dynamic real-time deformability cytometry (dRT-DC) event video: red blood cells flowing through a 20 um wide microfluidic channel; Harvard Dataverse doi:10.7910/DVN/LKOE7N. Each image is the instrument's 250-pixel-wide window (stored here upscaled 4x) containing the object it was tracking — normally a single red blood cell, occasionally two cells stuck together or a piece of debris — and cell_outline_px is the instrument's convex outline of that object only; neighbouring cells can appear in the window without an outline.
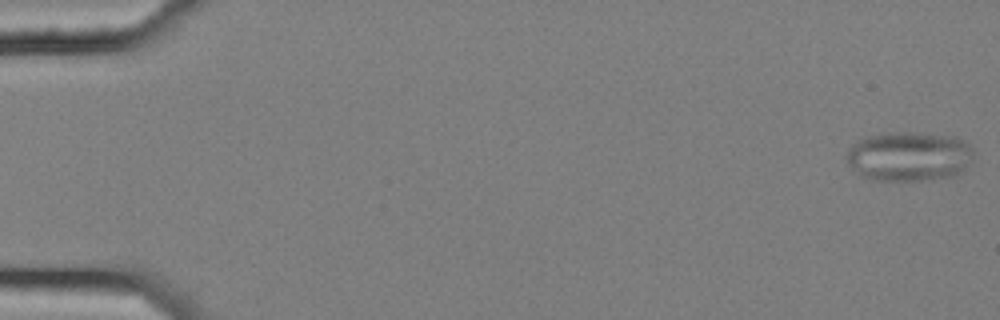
{"species": "common noctule bat (a hibernating species)", "species_latin": "Nyctalus noctula", "temperature_condition": "cold", "stored_images_in_passage": 9, "camera_frame_rate_fps": 3000, "um_per_image_px": 0.085, "animal": {"sex": "female", "body_mass_g": 25.1}, "frame": {"image": 1, "passage_image": 1, "time_ms": 0.0, "image_size_px": [1000, 320], "cell_outline_px": [[972, 152], [964, 172], [952, 176], [920, 180], [872, 180], [860, 176], [848, 164], [848, 148], [852, 144], [864, 136], [888, 132], [912, 132], [956, 136], [968, 144], [972, 148]], "centroid_in_image_um": [77.23, 13.28], "position_along_channel_um": 7.8, "area_um2": 36.76}}
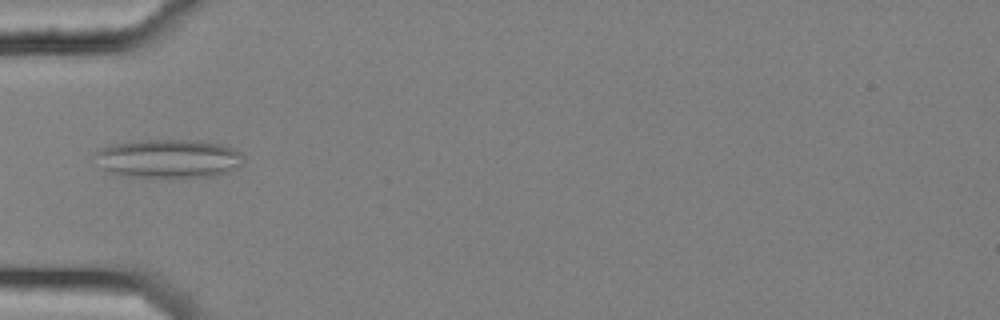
{"frame": {"image": 2, "passage_image": 6, "time_ms": 1.667, "image_size_px": [1000, 320], "cell_outline_px": [[244, 160], [236, 168], [228, 172], [216, 176], [128, 176], [112, 172], [104, 168], [92, 156], [100, 148], [112, 144], [140, 140], [200, 140], [224, 144], [240, 152]], "centroid_in_image_um": [14.35, 13.45], "position_along_channel_um": 70.7, "area_um2": 33.18}}